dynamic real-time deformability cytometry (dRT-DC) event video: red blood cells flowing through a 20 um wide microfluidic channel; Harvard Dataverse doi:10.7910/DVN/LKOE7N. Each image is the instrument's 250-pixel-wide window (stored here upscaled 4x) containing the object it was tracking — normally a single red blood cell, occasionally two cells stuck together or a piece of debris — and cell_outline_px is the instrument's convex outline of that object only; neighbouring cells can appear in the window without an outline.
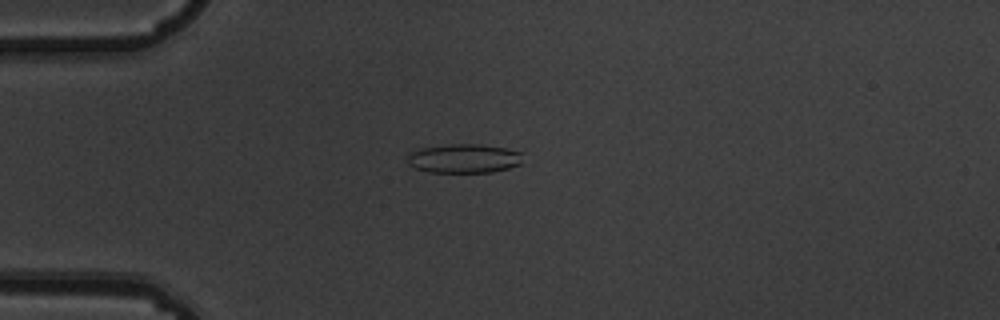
{"species": "common noctule bat (a hibernating species)", "species_latin": "Nyctalus noctula", "temperature_condition": "warm", "stored_images_in_passage": 7, "camera_frame_rate_fps": 3000, "um_per_image_px": 0.085, "animal": {"sex": "male", "body_mass_g": 19.5, "forearm_length_mm": 54.6}, "frame": {"image": 1, "passage_image": 5, "time_ms": 1.333, "image_size_px": [1000, 320], "cell_outline_px": [[520, 164], [508, 168], [492, 172], [428, 172], [416, 168], [408, 164], [408, 152], [420, 148], [452, 144], [480, 144], [508, 148], [520, 152]], "centroid_in_image_um": [39.4, 13.46], "position_along_channel_um": 45.6, "area_um2": 19.48}}